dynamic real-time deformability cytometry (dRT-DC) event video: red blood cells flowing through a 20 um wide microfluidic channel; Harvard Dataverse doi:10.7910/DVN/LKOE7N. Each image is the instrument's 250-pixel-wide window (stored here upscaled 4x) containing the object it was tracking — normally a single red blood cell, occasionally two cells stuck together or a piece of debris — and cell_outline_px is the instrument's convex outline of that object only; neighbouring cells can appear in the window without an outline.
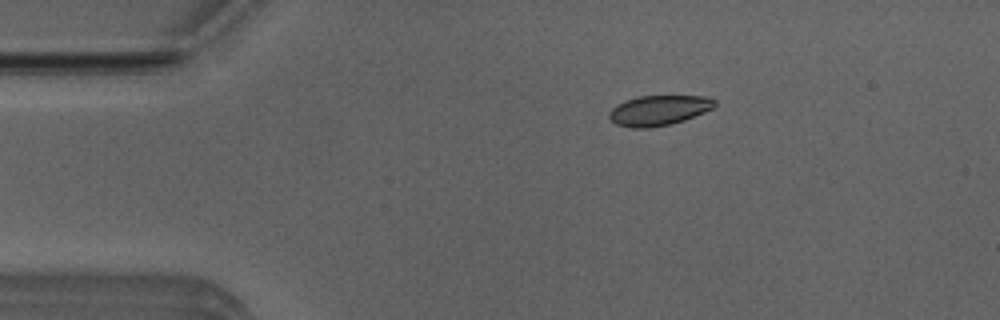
{"species": "Egyptian fruit bat (a non-hibernating species)", "species_latin": "Rousettus aegyptiacus", "temperature_condition": "room temperature", "stored_images_in_passage": 4, "camera_frame_rate_fps": 3000, "um_per_image_px": 0.085, "animal": {"sex": "male"}, "frame": {"image": 1, "passage_image": 3, "time_ms": 0.667, "image_size_px": [1000, 320], "cell_outline_px": [[716, 104], [712, 108], [704, 112], [684, 120], [668, 124], [648, 128], [632, 128], [616, 124], [608, 120], [608, 112], [612, 108], [628, 100], [640, 96], [704, 96], [716, 100]], "centroid_in_image_um": [55.97, 9.39], "position_along_channel_um": 29.0, "area_um2": 18.32}}